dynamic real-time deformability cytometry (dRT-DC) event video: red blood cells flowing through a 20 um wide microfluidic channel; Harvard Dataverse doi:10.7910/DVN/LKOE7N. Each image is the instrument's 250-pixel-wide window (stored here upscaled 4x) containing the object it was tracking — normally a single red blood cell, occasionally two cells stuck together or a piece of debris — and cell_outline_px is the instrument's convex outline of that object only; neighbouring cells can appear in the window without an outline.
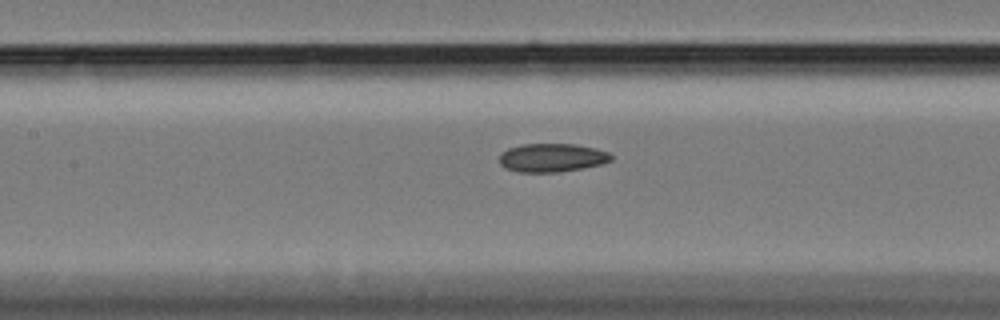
{"species": "Egyptian fruit bat (a non-hibernating species)", "species_latin": "Rousettus aegyptiacus", "temperature_condition": "cold", "stored_images_in_passage": 49, "camera_frame_rate_fps": 3000, "um_per_image_px": 0.085, "animal": {"sex": "female"}, "frame": {"image": 1, "passage_image": 17, "time_ms": 5.333, "image_size_px": [1000, 320], "cell_outline_px": [[612, 160], [600, 164], [580, 168], [556, 172], [520, 172], [504, 168], [500, 164], [500, 152], [508, 148], [520, 144], [572, 144], [596, 148], [608, 152], [612, 156]], "centroid_in_image_um": [46.87, 13.39], "position_along_channel_um": 160.5, "area_um2": 18.5}}
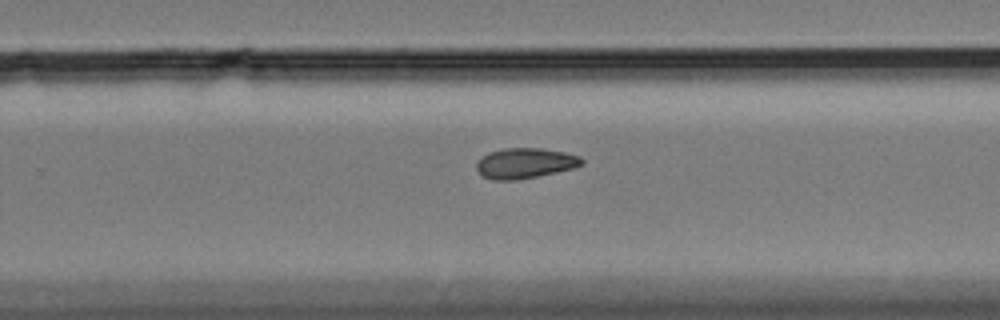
{"frame": {"image": 2, "passage_image": 28, "time_ms": 9.0, "image_size_px": [1000, 320], "cell_outline_px": [[584, 164], [572, 168], [556, 172], [516, 180], [492, 180], [484, 176], [476, 168], [476, 164], [480, 156], [488, 152], [504, 148], [540, 148], [564, 152], [580, 156], [584, 160]], "centroid_in_image_um": [44.61, 13.86], "position_along_channel_um": 285.2, "area_um2": 18.61}}
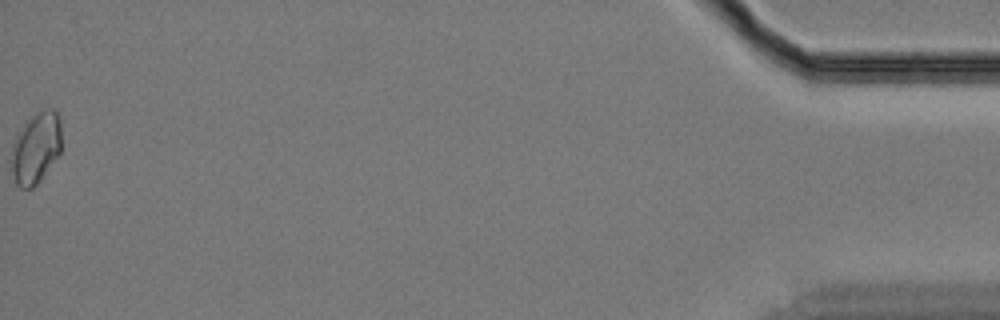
{"frame": {"image": 3, "passage_image": 49, "time_ms": 16.0, "image_size_px": [1000, 320], "cell_outline_px": [[60, 152], [36, 184], [32, 188], [20, 188], [16, 184], [12, 172], [12, 144], [16, 136], [24, 124], [36, 112], [44, 108], [52, 108], [60, 116]], "centroid_in_image_um": [3.05, 12.54], "position_along_channel_um": 432.2, "area_um2": 20.46}}